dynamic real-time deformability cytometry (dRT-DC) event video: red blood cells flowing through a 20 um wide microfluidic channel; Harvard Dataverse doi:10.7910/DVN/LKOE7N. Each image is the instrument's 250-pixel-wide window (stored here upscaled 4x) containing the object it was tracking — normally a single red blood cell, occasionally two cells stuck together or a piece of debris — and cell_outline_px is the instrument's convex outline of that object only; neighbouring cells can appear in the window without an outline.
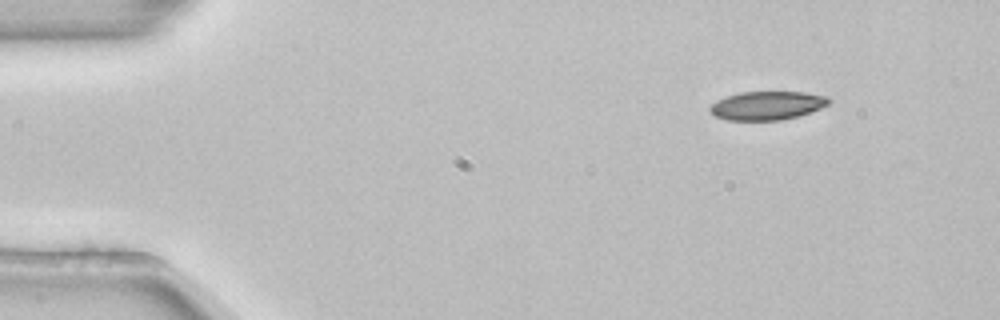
{"species": "common noctule bat (a hibernating species)", "species_latin": "Nyctalus noctula", "temperature_condition": "room temperature", "stored_images_in_passage": 3, "camera_frame_rate_fps": 3000, "um_per_image_px": 0.085, "animal": {"sex": "female", "body_mass_g": 22.7, "forearm_length_mm": 54.2}, "frame": {"image": 1, "passage_image": 1, "time_ms": 0.0, "image_size_px": [1000, 320], "cell_outline_px": [[832, 100], [828, 104], [812, 112], [800, 116], [780, 120], [728, 120], [716, 116], [708, 108], [716, 100], [740, 92], [804, 92], [828, 96]], "centroid_in_image_um": [65.25, 8.97], "position_along_channel_um": 19.8, "area_um2": 19.83}}